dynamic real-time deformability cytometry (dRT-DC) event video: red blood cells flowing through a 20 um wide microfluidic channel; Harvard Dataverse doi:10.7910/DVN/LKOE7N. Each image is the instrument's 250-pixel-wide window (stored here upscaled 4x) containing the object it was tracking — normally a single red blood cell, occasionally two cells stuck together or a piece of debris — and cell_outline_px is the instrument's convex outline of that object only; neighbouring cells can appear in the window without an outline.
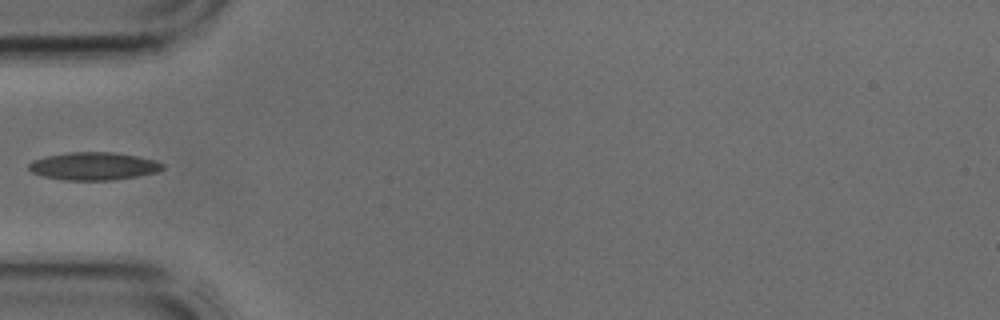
{"species": "common noctule bat (a hibernating species)", "species_latin": "Nyctalus noctula", "temperature_condition": "cold", "stored_images_in_passage": 29, "camera_frame_rate_fps": 3000, "um_per_image_px": 0.085, "animal": {"sex": "male", "body_mass_g": 17.9, "forearm_length_mm": 54.2}, "frame": {"image": 1, "passage_image": 1, "time_ms": 0.0, "image_size_px": [1000, 320], "cell_outline_px": [[164, 168], [156, 172], [136, 176], [112, 180], [64, 180], [44, 176], [32, 172], [28, 168], [28, 164], [32, 160], [44, 156], [68, 152], [112, 152], [136, 156], [156, 160], [164, 164]], "centroid_in_image_um": [7.93, 14.11], "position_along_channel_um": 77.1, "area_um2": 21.68}}
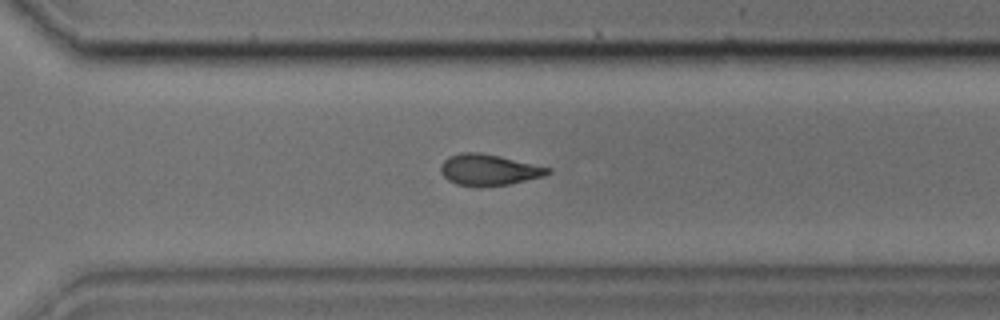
{"frame": {"image": 2, "passage_image": 17, "time_ms": 5.333, "image_size_px": [1000, 320], "cell_outline_px": [[552, 172], [544, 176], [512, 184], [456, 184], [448, 180], [440, 172], [440, 168], [444, 160], [460, 152], [480, 152], [500, 156], [552, 168]], "centroid_in_image_um": [41.59, 14.4], "position_along_channel_um": 329.0, "area_um2": 18.96}}
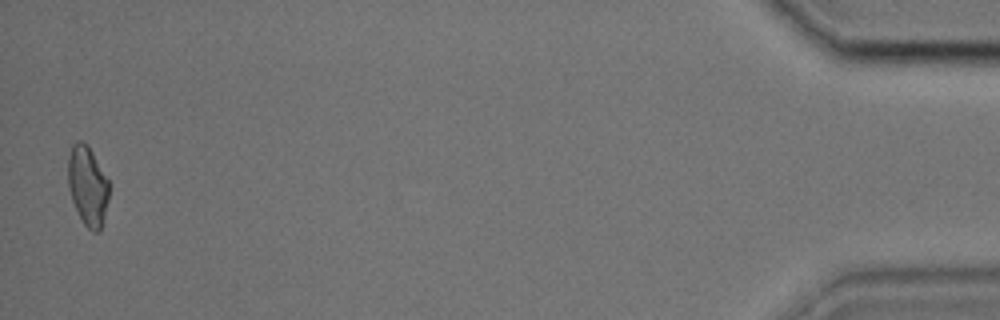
{"frame": {"image": 3, "passage_image": 29, "time_ms": 9.333, "image_size_px": [1000, 320], "cell_outline_px": [[108, 200], [100, 232], [92, 232], [84, 224], [72, 200], [68, 188], [68, 156], [72, 144], [76, 140], [80, 140], [92, 152], [108, 180]], "centroid_in_image_um": [7.43, 15.81], "position_along_channel_um": 427.8, "area_um2": 18.73}}